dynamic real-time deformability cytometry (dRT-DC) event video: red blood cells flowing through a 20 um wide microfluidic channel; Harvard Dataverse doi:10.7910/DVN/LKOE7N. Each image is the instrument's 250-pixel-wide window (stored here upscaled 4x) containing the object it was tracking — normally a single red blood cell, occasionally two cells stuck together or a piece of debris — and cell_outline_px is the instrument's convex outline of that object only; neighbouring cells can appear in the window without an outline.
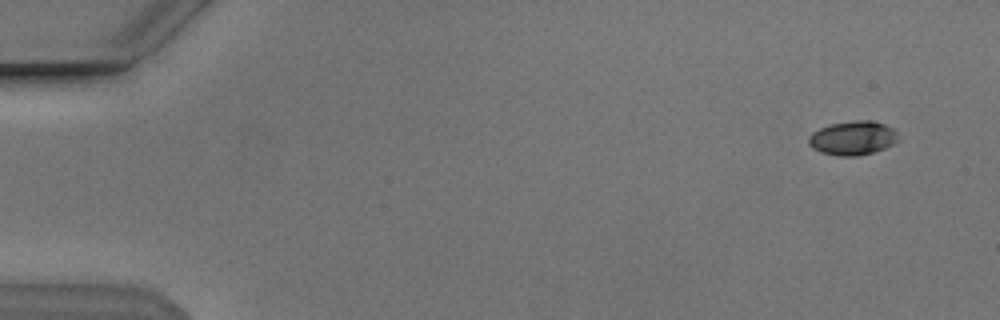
{"species": "Egyptian fruit bat (a non-hibernating species)", "species_latin": "Rousettus aegyptiacus", "temperature_condition": "cold", "stored_images_in_passage": 51, "camera_frame_rate_fps": 3000, "um_per_image_px": 0.085, "animal": {"sex": "male"}, "frame": {"image": 1, "passage_image": 1, "time_ms": 0.0, "image_size_px": [1000, 320], "cell_outline_px": [[900, 140], [884, 148], [872, 152], [856, 156], [840, 156], [820, 152], [812, 148], [808, 144], [808, 136], [812, 132], [820, 128], [832, 124], [856, 120], [872, 120], [884, 124], [892, 128], [896, 132]], "centroid_in_image_um": [72.47, 11.73], "position_along_channel_um": 12.5, "area_um2": 17.74}}
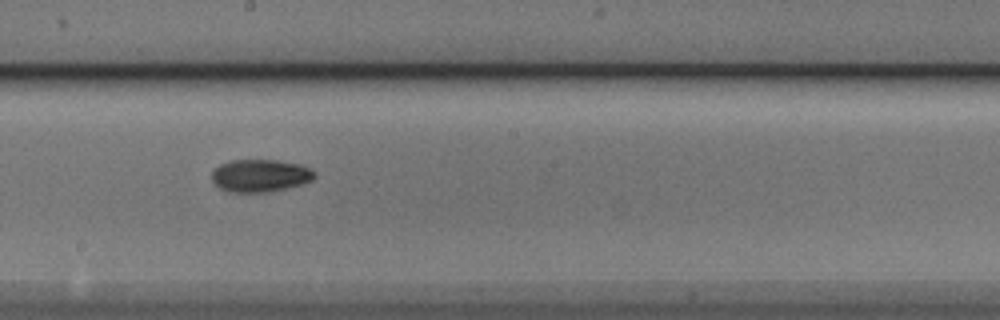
{"frame": {"image": 2, "passage_image": 28, "time_ms": 9.0, "image_size_px": [1000, 320], "cell_outline_px": [[316, 176], [312, 180], [300, 184], [268, 192], [228, 192], [220, 188], [212, 180], [212, 172], [220, 164], [228, 160], [276, 160], [300, 164], [308, 168]], "centroid_in_image_um": [22.07, 14.92], "position_along_channel_um": 226.1, "area_um2": 19.31}}
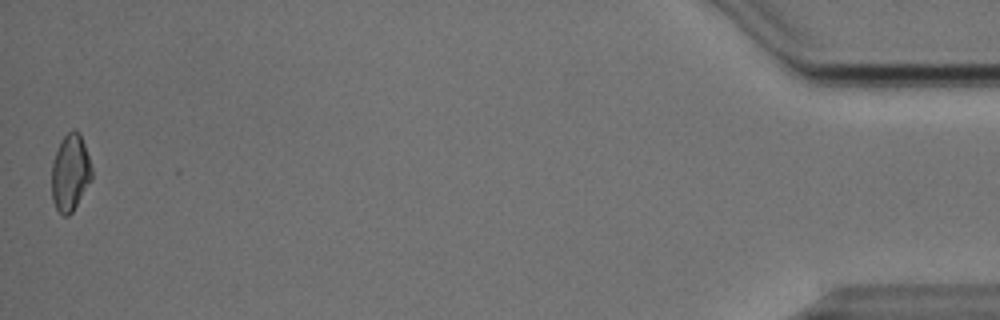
{"frame": {"image": 3, "passage_image": 51, "time_ms": 16.667, "image_size_px": [1000, 320], "cell_outline_px": [[92, 180], [72, 212], [68, 216], [64, 216], [56, 208], [52, 200], [52, 164], [60, 140], [72, 128], [76, 128], [80, 132], [92, 168]], "centroid_in_image_um": [5.98, 14.65], "position_along_channel_um": 429.2, "area_um2": 18.03}, "authors_computed_cell_mechanics": {"area_um2": 18.0336, "velocity_mm_per_s": 3.8579, "shape_relaxation_time_tau1_ms": 2.5261, "shape_relaxation_time_tau2_ms": 5.3296, "deformation_change_tau1": 0.1294, "deformation_change_tau2": 0.098}}